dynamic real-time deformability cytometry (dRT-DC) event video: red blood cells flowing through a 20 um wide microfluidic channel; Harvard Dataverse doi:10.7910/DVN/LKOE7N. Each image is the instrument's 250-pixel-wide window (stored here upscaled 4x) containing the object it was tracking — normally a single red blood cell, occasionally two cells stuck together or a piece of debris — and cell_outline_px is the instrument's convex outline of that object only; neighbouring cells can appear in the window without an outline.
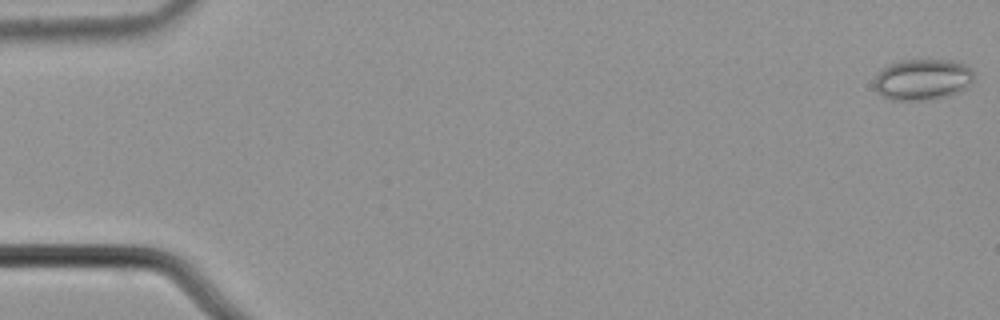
{"species": "common noctule bat (a hibernating species)", "species_latin": "Nyctalus noctula", "temperature_condition": "cold", "stored_images_in_passage": 4, "camera_frame_rate_fps": 3000, "um_per_image_px": 0.085, "animal": {"sex": "male", "body_mass_g": 21.5, "forearm_length_mm": 52.0}, "frame": {"image": 1, "passage_image": 1, "time_ms": 0.0, "image_size_px": [1000, 320], "cell_outline_px": [[972, 84], [960, 92], [948, 96], [932, 100], [892, 100], [880, 96], [872, 84], [880, 68], [888, 64], [900, 60], [952, 60], [964, 64], [972, 68]], "centroid_in_image_um": [78.39, 6.76], "position_along_channel_um": 6.6, "area_um2": 24.39}}